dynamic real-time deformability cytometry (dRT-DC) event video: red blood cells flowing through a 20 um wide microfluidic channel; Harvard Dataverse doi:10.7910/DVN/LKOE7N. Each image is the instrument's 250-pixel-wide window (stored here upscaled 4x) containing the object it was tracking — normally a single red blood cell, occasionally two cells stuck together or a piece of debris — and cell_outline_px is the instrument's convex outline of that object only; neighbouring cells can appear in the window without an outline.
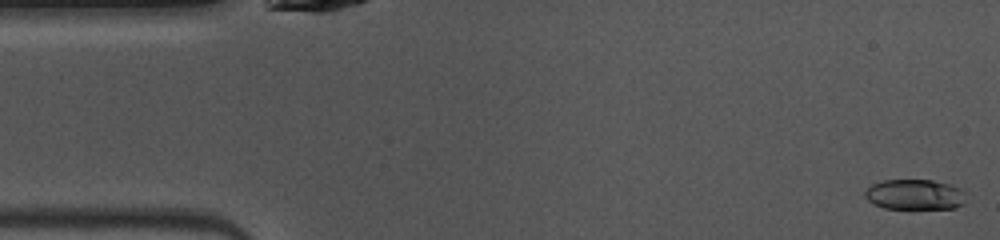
{"species": "common noctule bat (a hibernating species)", "species_latin": "Nyctalus noctula", "temperature_condition": "warm", "stored_images_in_passage": 47, "camera_frame_rate_fps": 3000, "um_per_image_px": 0.085, "animal": {"sex": "female", "body_mass_g": 10.0, "forearm_length_mm": 53.1}, "frame": {"image": 1, "passage_image": 1, "time_ms": 0.0, "image_size_px": [1000, 240], "cell_outline_px": [[964, 204], [956, 208], [884, 208], [868, 200], [864, 196], [864, 192], [872, 184], [884, 180], [932, 180], [948, 184], [960, 188], [964, 192]], "centroid_in_image_um": [77.76, 16.53], "position_along_channel_um": 7.2, "area_um2": 17.69}}
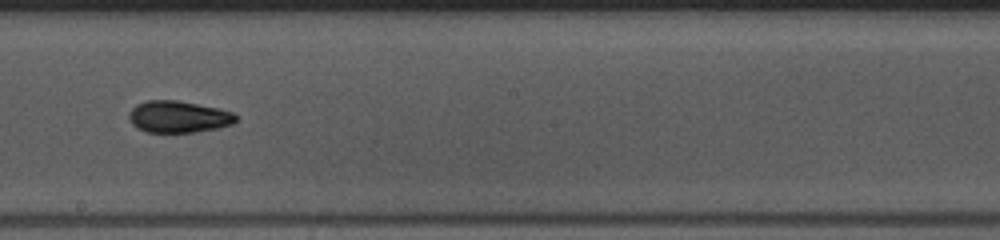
{"frame": {"image": 2, "passage_image": 25, "time_ms": 8.0, "image_size_px": [1000, 240], "cell_outline_px": [[236, 120], [232, 124], [220, 128], [196, 132], [148, 132], [136, 128], [132, 124], [128, 116], [128, 112], [136, 104], [148, 100], [176, 100], [216, 108], [232, 112], [236, 116]], "centroid_in_image_um": [15.13, 9.93], "position_along_channel_um": 233.1, "area_um2": 19.77}}
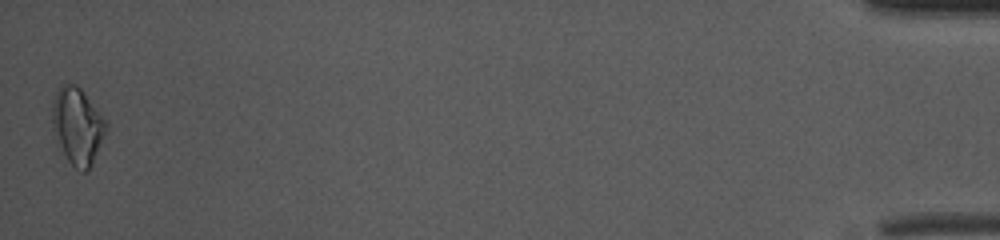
{"frame": {"image": 3, "passage_image": 47, "time_ms": 15.333, "image_size_px": [1000, 240], "cell_outline_px": [[108, 128], [92, 164], [84, 172], [80, 172], [68, 160], [52, 128], [52, 100], [60, 84], [76, 84], [80, 88], [108, 124]], "centroid_in_image_um": [6.58, 10.69], "position_along_channel_um": 428.6, "area_um2": 23.64}, "authors_computed_cell_mechanics": {"area_um2": 19.4208, "velocity_mm_per_s": 4.0809, "shape_relaxation_time_tau1_ms": 6.8893, "shape_relaxation_time_tau2_ms": 3.5331, "deformation_change_tau1": 0.1734, "deformation_change_tau2": 0.085}}